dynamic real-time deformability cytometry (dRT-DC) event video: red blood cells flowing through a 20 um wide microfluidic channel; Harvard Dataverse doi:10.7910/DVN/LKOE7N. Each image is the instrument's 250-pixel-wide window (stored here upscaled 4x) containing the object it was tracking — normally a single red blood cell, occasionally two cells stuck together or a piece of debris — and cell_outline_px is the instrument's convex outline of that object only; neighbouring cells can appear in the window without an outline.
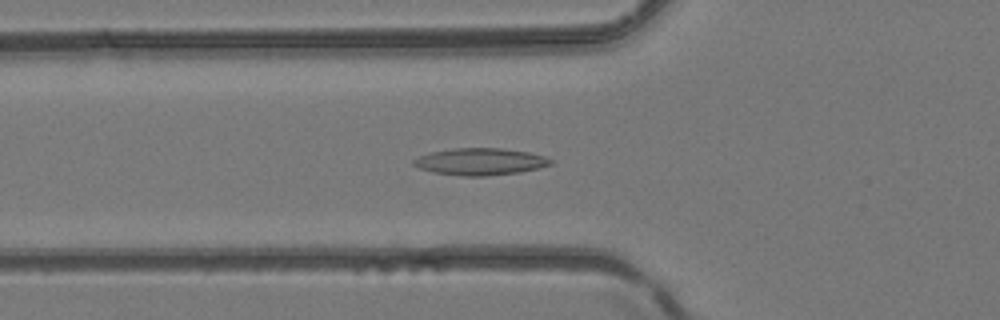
{"species": "common noctule bat (a hibernating species)", "species_latin": "Nyctalus noctula", "temperature_condition": "room temperature", "stored_images_in_passage": 43, "camera_frame_rate_fps": 3000, "um_per_image_px": 0.085, "animal": {"sex": "female", "body_mass_g": 24.6, "forearm_length_mm": 56.2}, "frame": {"image": 1, "passage_image": 15, "time_ms": 4.667, "image_size_px": [1000, 320], "cell_outline_px": [[552, 164], [520, 172], [488, 176], [464, 176], [432, 172], [420, 168], [412, 164], [412, 160], [420, 156], [432, 152], [456, 148], [500, 148], [528, 152], [544, 156], [552, 160]], "centroid_in_image_um": [40.81, 13.74], "position_along_channel_um": 85.0, "area_um2": 21.33}}
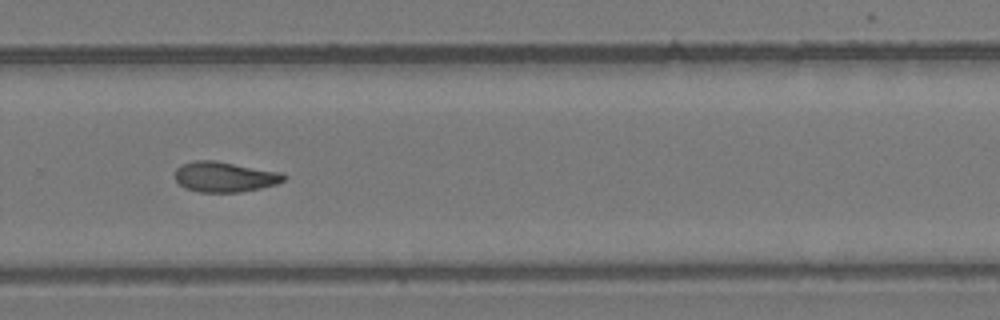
{"frame": {"image": 2, "passage_image": 29, "time_ms": 9.333, "image_size_px": [1000, 320], "cell_outline_px": [[288, 176], [284, 180], [276, 184], [260, 188], [240, 192], [200, 192], [188, 188], [180, 184], [176, 180], [176, 168], [184, 164], [196, 160], [216, 160], [280, 172]], "centroid_in_image_um": [19.13, 15.02], "position_along_channel_um": 310.7, "area_um2": 19.02}}
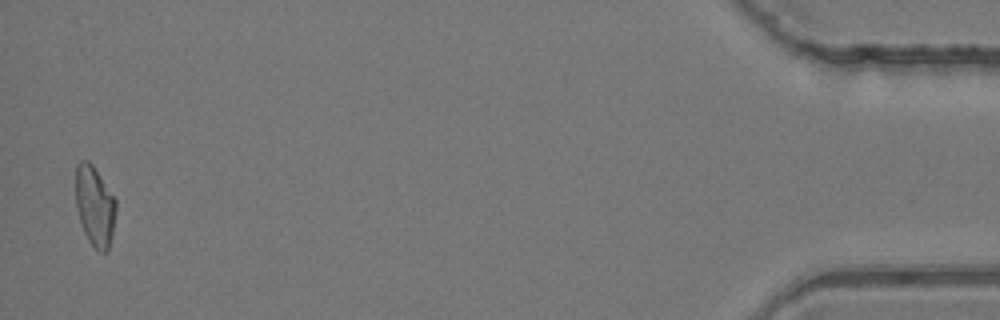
{"frame": {"image": 3, "passage_image": 42, "time_ms": 13.667, "image_size_px": [1000, 320], "cell_outline_px": [[116, 208], [112, 236], [108, 248], [104, 252], [100, 252], [88, 240], [84, 232], [76, 208], [76, 164], [80, 160], [88, 160], [92, 164], [116, 200]], "centroid_in_image_um": [8.05, 17.49], "position_along_channel_um": 427.2, "area_um2": 18.61}}